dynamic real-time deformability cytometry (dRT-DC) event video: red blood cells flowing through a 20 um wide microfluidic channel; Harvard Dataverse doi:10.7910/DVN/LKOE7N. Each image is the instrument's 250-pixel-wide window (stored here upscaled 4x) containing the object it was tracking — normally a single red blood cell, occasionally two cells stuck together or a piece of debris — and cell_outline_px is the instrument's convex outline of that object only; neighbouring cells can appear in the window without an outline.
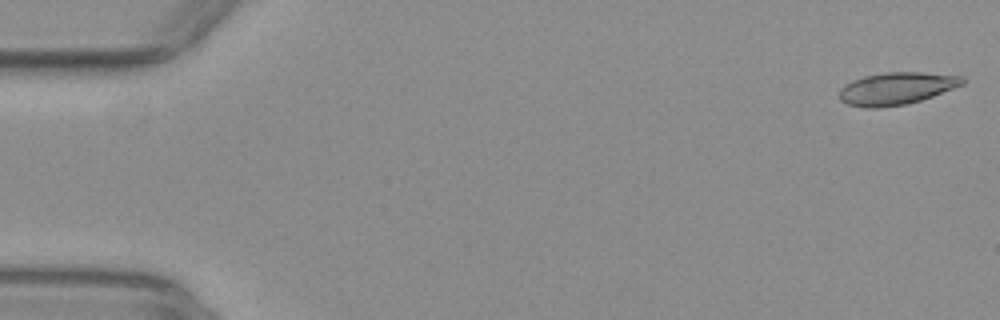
{"species": "common noctule bat (a hibernating species)", "species_latin": "Nyctalus noctula", "temperature_condition": "warm", "stored_images_in_passage": 14, "camera_frame_rate_fps": 3000, "um_per_image_px": 0.085, "animal": {"sex": "female", "body_mass_g": 29.2, "forearm_length_mm": 56.3}, "frame": {"image": 1, "passage_image": 1, "time_ms": 0.0, "image_size_px": [1000, 320], "cell_outline_px": [[968, 80], [964, 84], [932, 96], [908, 104], [876, 108], [864, 108], [848, 104], [840, 100], [840, 88], [844, 84], [852, 80], [864, 76], [884, 72], [920, 72], [964, 76]], "centroid_in_image_um": [76.21, 7.51], "position_along_channel_um": 8.8, "area_um2": 23.35}}